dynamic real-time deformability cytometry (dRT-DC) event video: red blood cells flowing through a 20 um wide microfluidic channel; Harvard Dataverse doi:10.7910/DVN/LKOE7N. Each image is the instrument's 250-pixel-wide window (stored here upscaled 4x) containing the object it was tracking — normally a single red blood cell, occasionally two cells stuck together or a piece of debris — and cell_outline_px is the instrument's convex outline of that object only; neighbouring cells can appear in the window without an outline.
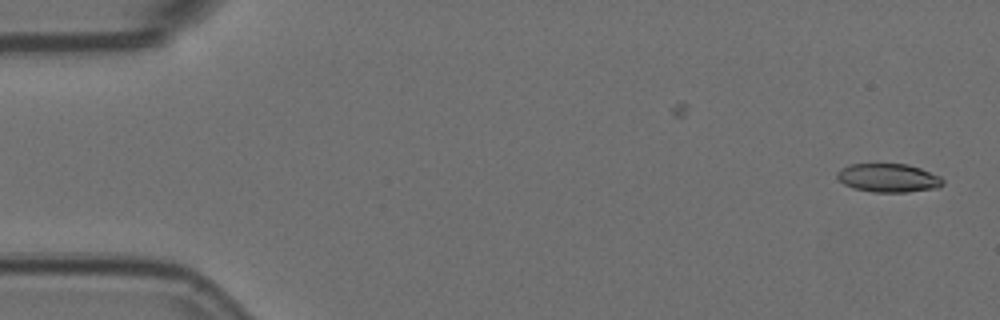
{"species": "Egyptian fruit bat (a non-hibernating species)", "species_latin": "Rousettus aegyptiacus", "temperature_condition": "room temperature", "stored_images_in_passage": 50, "camera_frame_rate_fps": 3000, "um_per_image_px": 0.085, "animal": {"sex": "female"}, "frame": {"image": 1, "passage_image": 1, "time_ms": 0.0, "image_size_px": [1000, 320], "cell_outline_px": [[944, 184], [940, 188], [908, 192], [872, 192], [852, 188], [844, 184], [836, 176], [836, 172], [840, 168], [848, 164], [908, 164], [920, 168], [940, 176], [944, 180]], "centroid_in_image_um": [75.52, 15.13], "position_along_channel_um": 9.5, "area_um2": 17.86}}
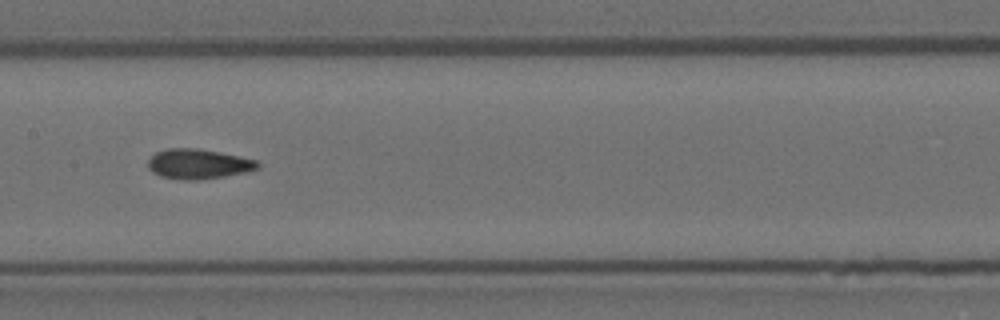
{"frame": {"image": 2, "passage_image": 27, "time_ms": 8.667, "image_size_px": [1000, 320], "cell_outline_px": [[260, 168], [248, 172], [200, 180], [176, 180], [160, 176], [152, 172], [148, 168], [148, 160], [156, 152], [168, 148], [196, 148], [220, 152], [240, 156], [256, 160], [260, 164]], "centroid_in_image_um": [16.86, 13.95], "position_along_channel_um": 190.5, "area_um2": 19.36}}
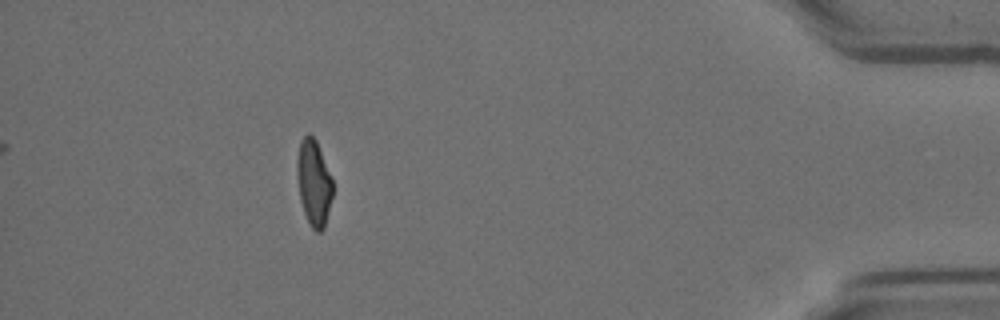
{"frame": {"image": 3, "passage_image": 50, "time_ms": 16.333, "image_size_px": [1000, 320], "cell_outline_px": [[332, 196], [324, 228], [320, 232], [316, 232], [312, 228], [304, 212], [300, 200], [296, 176], [296, 160], [300, 140], [308, 132], [316, 140], [332, 180]], "centroid_in_image_um": [26.64, 15.52], "position_along_channel_um": 408.6, "area_um2": 17.8}, "authors_computed_cell_mechanics": {"area_um2": 18.7272, "velocity_mm_per_s": 3.5919, "shape_relaxation_time_tau1_ms": 5.9831, "shape_relaxation_time_tau2_ms": 1.8035, "deformation_change_tau1": 0.1825, "deformation_change_tau2": 0.0893}}